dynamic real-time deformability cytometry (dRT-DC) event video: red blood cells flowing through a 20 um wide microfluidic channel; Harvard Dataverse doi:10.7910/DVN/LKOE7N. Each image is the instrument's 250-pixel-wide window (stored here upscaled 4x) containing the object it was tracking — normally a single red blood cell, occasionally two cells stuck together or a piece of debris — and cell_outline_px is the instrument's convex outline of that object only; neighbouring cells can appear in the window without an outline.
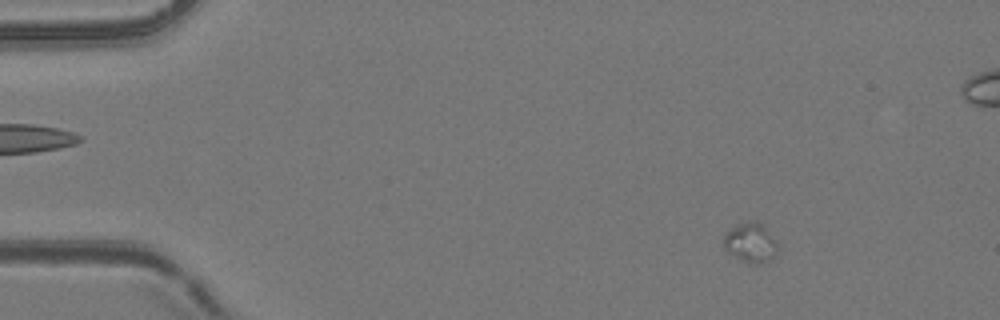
{"species": "common noctule bat (a hibernating species)", "species_latin": "Nyctalus noctula", "temperature_condition": "room temperature", "stored_images_in_passage": 6, "camera_frame_rate_fps": 3000, "um_per_image_px": 0.085, "animal": {"sex": "female", "body_mass_g": 24.6, "forearm_length_mm": 56.2}, "frame": {"image": 1, "passage_image": 2, "time_ms": 1.333, "image_size_px": [1000, 320], "cell_outline_px": [[776, 252], [772, 260], [760, 264], [756, 264], [744, 260], [728, 252], [724, 248], [724, 236], [736, 224], [756, 220], [764, 224], [776, 240]], "centroid_in_image_um": [63.84, 20.6], "position_along_channel_um": 21.2, "area_um2": 12.31}}